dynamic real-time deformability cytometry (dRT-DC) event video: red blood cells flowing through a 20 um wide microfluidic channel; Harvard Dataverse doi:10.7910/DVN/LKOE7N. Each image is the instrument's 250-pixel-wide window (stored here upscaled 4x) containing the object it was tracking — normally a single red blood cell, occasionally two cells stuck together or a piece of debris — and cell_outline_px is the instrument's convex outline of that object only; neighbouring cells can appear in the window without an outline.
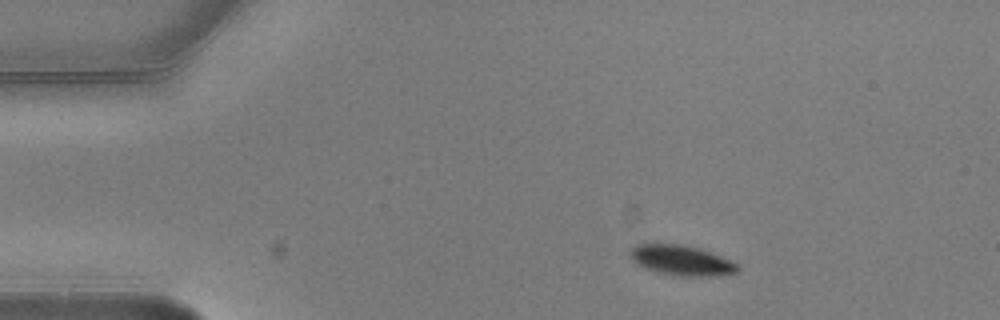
{"species": "common noctule bat (a hibernating species)", "species_latin": "Nyctalus noctula", "temperature_condition": "warm", "stored_images_in_passage": 4, "camera_frame_rate_fps": 3000, "um_per_image_px": 0.085, "animal": {"sex": "male", "body_mass_g": 20.5, "forearm_length_mm": 52.5}, "frame": {"image": 1, "passage_image": 2, "time_ms": 0.333, "image_size_px": [1000, 320], "cell_outline_px": [[740, 268], [736, 272], [704, 276], [680, 276], [660, 272], [644, 268], [636, 264], [632, 260], [632, 248], [636, 244], [680, 244], [700, 248], [720, 256], [736, 264]], "centroid_in_image_um": [57.89, 22.12], "position_along_channel_um": 27.1, "area_um2": 18.38}}